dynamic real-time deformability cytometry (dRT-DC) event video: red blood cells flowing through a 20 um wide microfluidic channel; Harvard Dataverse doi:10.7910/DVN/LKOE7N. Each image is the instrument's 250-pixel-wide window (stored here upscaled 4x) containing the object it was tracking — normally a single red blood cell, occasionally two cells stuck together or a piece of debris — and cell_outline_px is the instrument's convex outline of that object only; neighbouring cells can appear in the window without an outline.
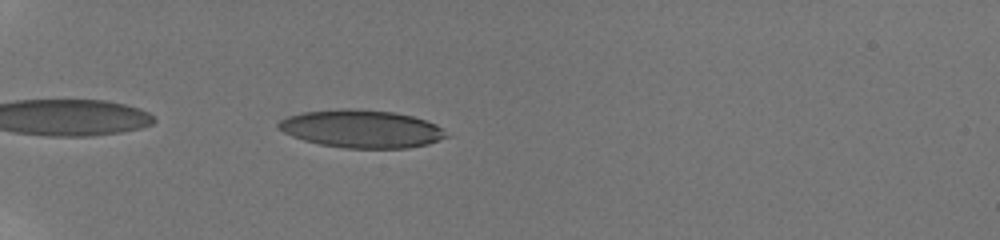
{"species": "human", "species_latin": "Homo sapiens", "temperature_condition": "room temperature", "stored_images_in_passage": 40, "camera_frame_rate_fps": 3000, "um_per_image_px": 0.085, "donor": {"sex": "male"}, "frame": {"image": 1, "passage_image": 3, "time_ms": 0.667, "image_size_px": [1000, 240], "cell_outline_px": [[452, 136], [428, 144], [408, 148], [344, 148], [320, 144], [304, 140], [292, 136], [276, 128], [276, 124], [280, 120], [288, 116], [304, 112], [344, 108], [396, 112], [412, 116], [436, 124]], "centroid_in_image_um": [30.74, 10.96], "position_along_channel_um": 54.3, "area_um2": 37.11}}
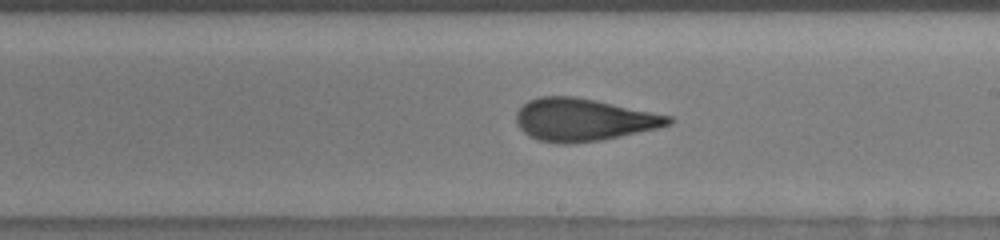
{"frame": {"image": 2, "passage_image": 20, "time_ms": 6.333, "image_size_px": [1000, 240], "cell_outline_px": [[672, 124], [656, 128], [604, 140], [568, 144], [564, 144], [536, 140], [528, 136], [516, 124], [516, 112], [528, 100], [540, 96], [576, 96], [596, 100], [672, 116]], "centroid_in_image_um": [49.56, 10.18], "position_along_channel_um": 239.4, "area_um2": 37.86}}
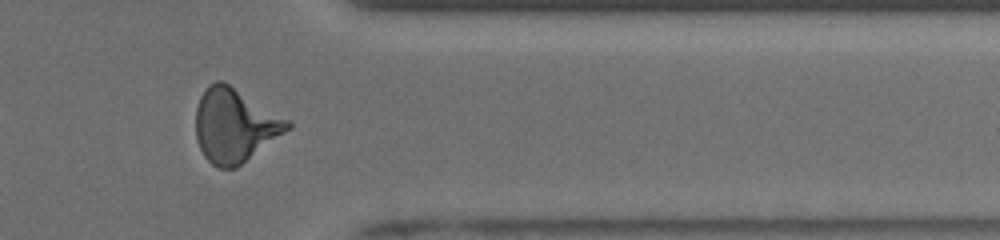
{"frame": {"image": 3, "passage_image": 32, "time_ms": 10.333, "image_size_px": [1000, 240], "cell_outline_px": [[292, 128], [236, 168], [220, 168], [212, 164], [204, 156], [196, 140], [196, 108], [200, 96], [204, 88], [208, 84], [216, 80], [224, 80], [288, 120], [292, 124]], "centroid_in_image_um": [19.93, 10.64], "position_along_channel_um": 391.5, "area_um2": 39.48}, "authors_computed_cell_mechanics": {"area_um2": 37.0209, "velocity_mm_per_s": 3.8969, "shape_relaxation_time_tau1_ms": 4.8015, "shape_relaxation_time_tau2_ms": 1.3677, "deformation_change_tau1": 0.1746, "deformation_change_tau2": 0.0977}}